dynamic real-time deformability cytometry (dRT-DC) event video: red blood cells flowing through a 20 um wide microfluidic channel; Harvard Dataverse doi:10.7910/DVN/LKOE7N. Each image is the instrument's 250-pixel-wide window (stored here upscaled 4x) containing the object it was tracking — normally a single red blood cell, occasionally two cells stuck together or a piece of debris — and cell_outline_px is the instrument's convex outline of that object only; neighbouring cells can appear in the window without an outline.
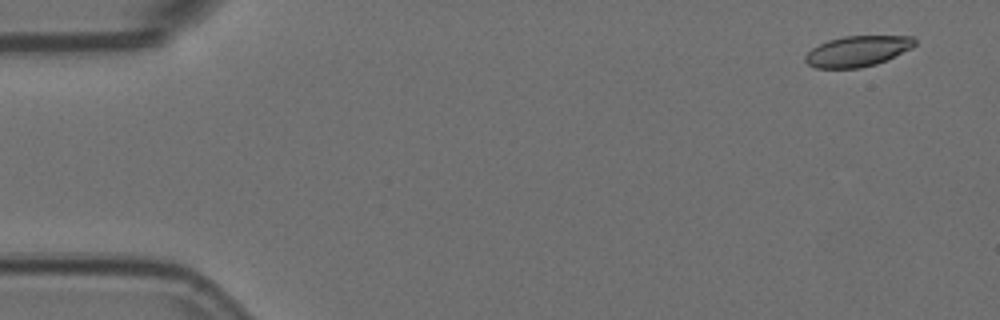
{"species": "Egyptian fruit bat (a non-hibernating species)", "species_latin": "Rousettus aegyptiacus", "temperature_condition": "room temperature", "stored_images_in_passage": 58, "camera_frame_rate_fps": 3000, "um_per_image_px": 0.085, "animal": {"sex": "female"}, "frame": {"image": 1, "passage_image": 4, "time_ms": 1.0, "image_size_px": [1000, 320], "cell_outline_px": [[916, 44], [912, 48], [876, 64], [860, 68], [816, 68], [808, 64], [804, 60], [804, 56], [812, 48], [828, 40], [844, 36], [912, 36], [916, 40]], "centroid_in_image_um": [72.88, 4.35], "position_along_channel_um": 12.1, "area_um2": 19.48}}
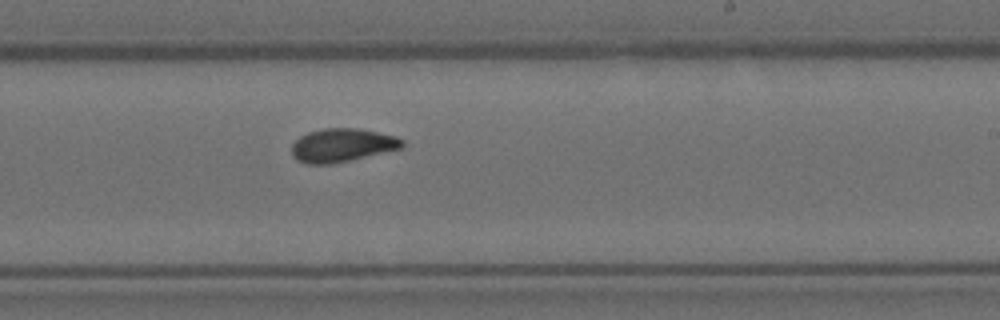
{"frame": {"image": 2, "passage_image": 35, "time_ms": 11.333, "image_size_px": [1000, 320], "cell_outline_px": [[404, 148], [348, 160], [328, 164], [308, 164], [296, 160], [292, 156], [292, 144], [300, 136], [308, 132], [324, 128], [360, 128], [396, 136], [404, 140]], "centroid_in_image_um": [29.09, 12.33], "position_along_channel_um": 259.9, "area_um2": 21.56}}
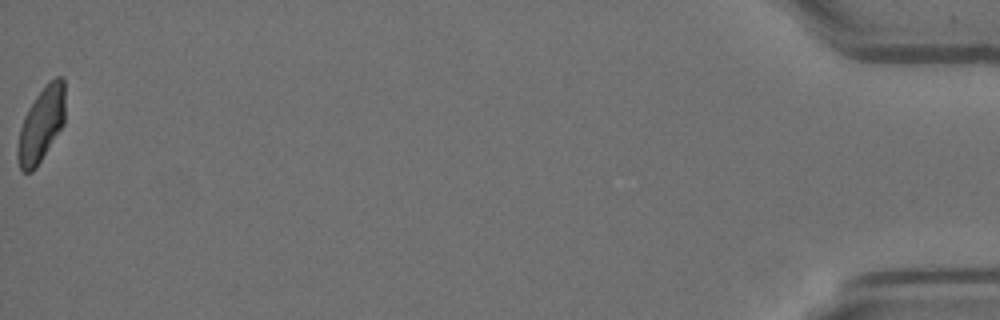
{"frame": {"image": 3, "passage_image": 58, "time_ms": 19.0, "image_size_px": [1000, 320], "cell_outline_px": [[64, 124], [36, 168], [32, 172], [24, 172], [20, 168], [16, 156], [16, 148], [20, 128], [24, 116], [28, 108], [36, 96], [48, 80], [56, 76], [64, 76]], "centroid_in_image_um": [3.5, 10.58], "position_along_channel_um": 431.7, "area_um2": 20.81}, "authors_computed_cell_mechanics": {"area_um2": 21.0103, "velocity_mm_per_s": 3.5738, "shape_relaxation_time_tau1_ms": 8.9776, "shape_relaxation_time_tau2_ms": 2.1021, "deformation_change_tau1": 0.1887, "deformation_change_tau2": 0.0709}}